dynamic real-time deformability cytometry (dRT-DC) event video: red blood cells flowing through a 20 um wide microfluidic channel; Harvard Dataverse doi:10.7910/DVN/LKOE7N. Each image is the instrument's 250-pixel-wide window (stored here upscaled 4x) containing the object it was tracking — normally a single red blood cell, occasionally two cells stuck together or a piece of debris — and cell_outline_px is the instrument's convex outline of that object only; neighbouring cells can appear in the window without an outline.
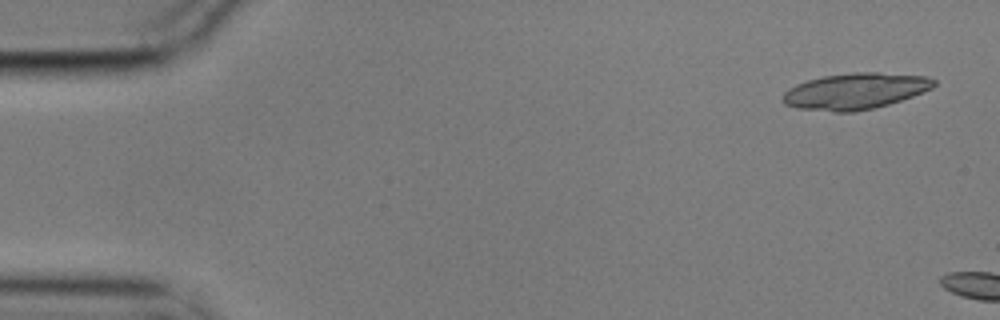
{"species": "common noctule bat (a hibernating species)", "species_latin": "Nyctalus noctula", "temperature_condition": "cold", "stored_images_in_passage": 2, "camera_frame_rate_fps": 3000, "um_per_image_px": 0.085, "animal": {"sex": "male", "body_mass_g": 17.9}, "frame": {"image": 1, "passage_image": 1, "time_ms": 0.0, "image_size_px": [1000, 320], "cell_outline_px": [[936, 84], [932, 88], [924, 92], [888, 104], [856, 112], [832, 112], [796, 108], [784, 104], [780, 100], [784, 92], [788, 88], [796, 84], [808, 80], [824, 76], [852, 72], [880, 72], [928, 76], [936, 80]], "centroid_in_image_um": [72.68, 7.74], "position_along_channel_um": 12.3, "area_um2": 32.14}}